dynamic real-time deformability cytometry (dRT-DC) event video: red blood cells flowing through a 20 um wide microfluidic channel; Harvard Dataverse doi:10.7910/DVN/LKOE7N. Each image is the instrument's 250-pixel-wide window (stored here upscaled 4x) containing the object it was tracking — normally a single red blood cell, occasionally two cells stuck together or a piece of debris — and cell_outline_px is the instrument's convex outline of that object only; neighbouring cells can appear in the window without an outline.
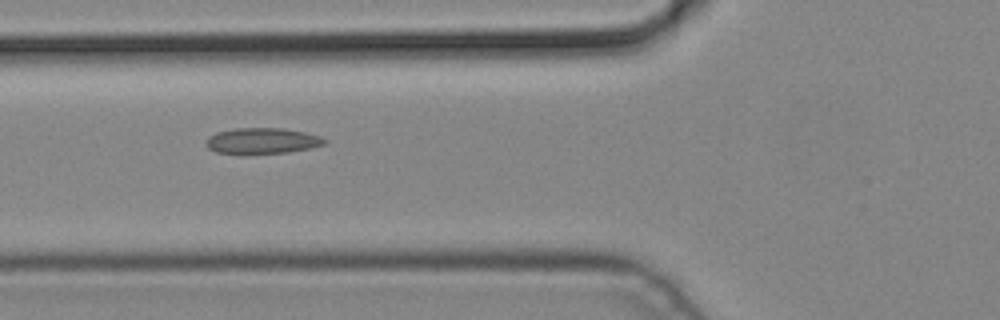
{"species": "common noctule bat (a hibernating species)", "species_latin": "Nyctalus noctula", "temperature_condition": "cold", "stored_images_in_passage": 3, "camera_frame_rate_fps": 3000, "um_per_image_px": 0.085, "animal": {"sex": "male", "body_mass_g": 19.2, "forearm_length_mm": 51.8}, "frame": {"image": 1, "passage_image": 3, "time_ms": 0.667, "image_size_px": [1000, 320], "cell_outline_px": [[328, 144], [312, 148], [288, 152], [244, 156], [240, 156], [216, 152], [208, 148], [204, 144], [204, 140], [208, 136], [216, 132], [236, 128], [284, 128], [304, 132], [320, 136], [328, 140]], "centroid_in_image_um": [22.25, 12.01], "position_along_channel_um": 103.6, "area_um2": 18.79}}